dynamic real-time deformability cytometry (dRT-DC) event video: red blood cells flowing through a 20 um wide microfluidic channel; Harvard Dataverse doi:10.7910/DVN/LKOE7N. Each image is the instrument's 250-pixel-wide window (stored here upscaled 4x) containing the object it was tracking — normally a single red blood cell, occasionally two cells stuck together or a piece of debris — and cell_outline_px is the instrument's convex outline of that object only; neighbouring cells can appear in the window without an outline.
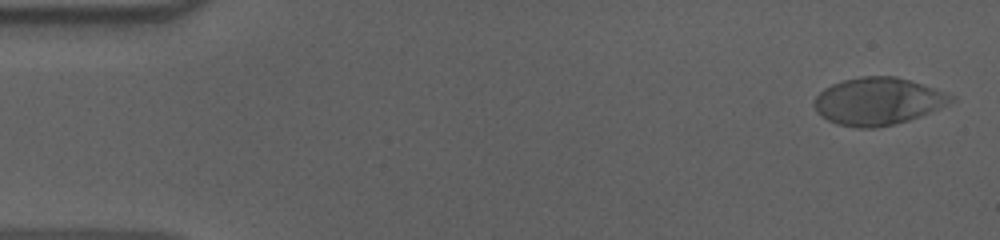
{"species": "human", "species_latin": "Homo sapiens", "temperature_condition": "cold", "stored_images_in_passage": 56, "camera_frame_rate_fps": 3000, "um_per_image_px": 0.085, "donor": {"sex": "male"}, "frame": {"image": 1, "passage_image": 2, "time_ms": 0.333, "image_size_px": [1000, 240], "cell_outline_px": [[956, 100], [920, 116], [908, 120], [892, 124], [872, 128], [856, 128], [836, 124], [820, 116], [816, 112], [812, 104], [816, 96], [824, 88], [832, 84], [844, 80], [860, 76], [896, 76], [956, 96]], "centroid_in_image_um": [74.57, 8.61], "position_along_channel_um": 10.4, "area_um2": 37.57}}
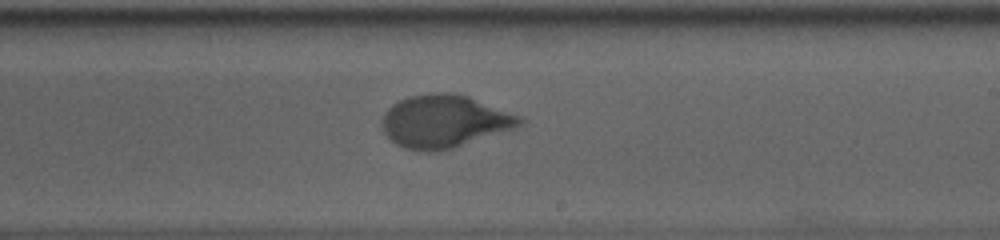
{"frame": {"image": 2, "passage_image": 33, "time_ms": 10.667, "image_size_px": [1000, 240], "cell_outline_px": [[524, 124], [452, 148], [436, 152], [420, 152], [404, 148], [396, 144], [384, 132], [380, 124], [384, 112], [392, 104], [408, 96], [432, 92], [448, 92], [468, 96], [520, 116], [524, 120]], "centroid_in_image_um": [37.7, 10.31], "position_along_channel_um": 251.3, "area_um2": 42.14}}
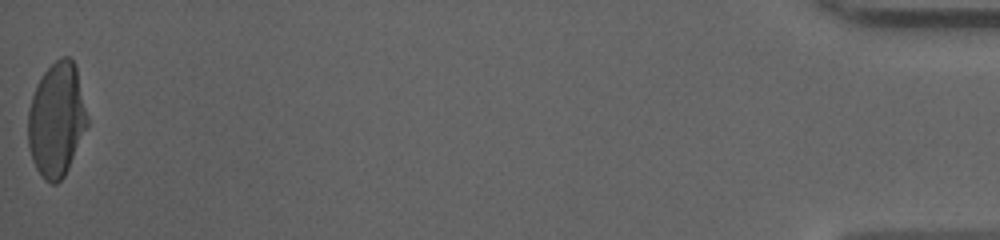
{"frame": {"image": 3, "passage_image": 56, "time_ms": 18.333, "image_size_px": [1000, 240], "cell_outline_px": [[88, 124], [68, 168], [64, 176], [56, 184], [52, 184], [44, 180], [36, 168], [32, 160], [28, 144], [28, 108], [32, 96], [44, 72], [60, 56], [68, 56], [76, 64], [88, 116]], "centroid_in_image_um": [4.81, 10.17], "position_along_channel_um": 430.4, "area_um2": 39.36}, "authors_computed_cell_mechanics": {"area_um2": 39.882, "velocity_mm_per_s": 3.6179, "shape_relaxation_time_tau1_ms": 5.1556, "shape_relaxation_time_tau2_ms": null, "deformation_change_tau1": 0.1906, "deformation_change_tau2": null}}